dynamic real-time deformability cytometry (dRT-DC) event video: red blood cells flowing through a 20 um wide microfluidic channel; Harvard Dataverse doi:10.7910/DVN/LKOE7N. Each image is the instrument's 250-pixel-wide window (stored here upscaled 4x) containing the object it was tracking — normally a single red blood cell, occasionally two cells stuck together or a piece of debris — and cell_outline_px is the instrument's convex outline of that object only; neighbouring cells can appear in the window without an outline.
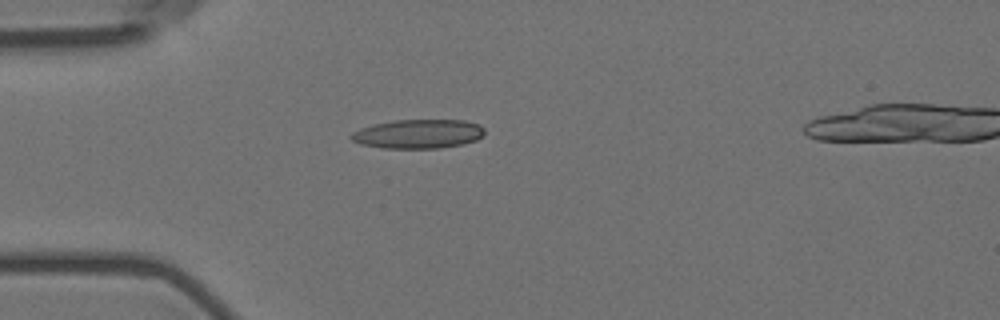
{"species": "Egyptian fruit bat (a non-hibernating species)", "species_latin": "Rousettus aegyptiacus", "temperature_condition": "room temperature", "stored_images_in_passage": 6, "camera_frame_rate_fps": 3000, "um_per_image_px": 0.085, "animal": {"sex": "female"}, "frame": {"image": 1, "passage_image": 5, "time_ms": 1.333, "image_size_px": [1000, 320], "cell_outline_px": [[484, 136], [476, 140], [460, 144], [440, 148], [384, 148], [360, 144], [352, 140], [348, 136], [352, 132], [360, 128], [372, 124], [392, 120], [464, 120], [480, 124], [484, 128]], "centroid_in_image_um": [35.53, 11.37], "position_along_channel_um": 49.5, "area_um2": 22.77}}